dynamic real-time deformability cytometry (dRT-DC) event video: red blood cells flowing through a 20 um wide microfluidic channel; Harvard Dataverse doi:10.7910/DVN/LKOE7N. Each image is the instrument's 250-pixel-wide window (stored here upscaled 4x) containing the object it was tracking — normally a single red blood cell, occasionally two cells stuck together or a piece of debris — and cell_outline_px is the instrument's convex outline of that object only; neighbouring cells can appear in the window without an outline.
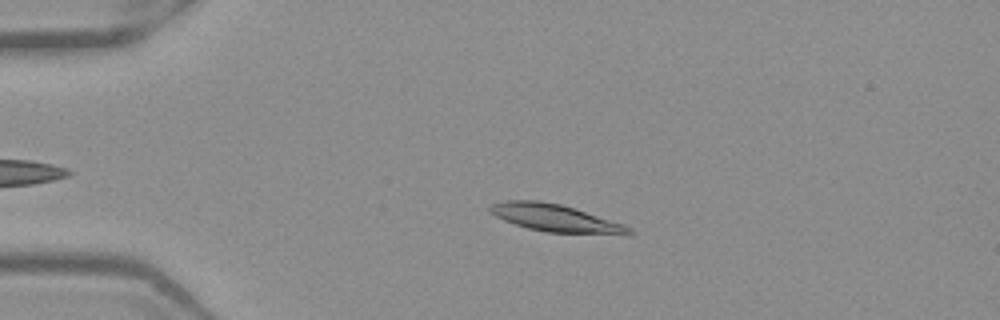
{"species": "Egyptian fruit bat (a non-hibernating species)", "species_latin": "Rousettus aegyptiacus", "temperature_condition": "warm", "stored_images_in_passage": 36, "camera_frame_rate_fps": 3000, "um_per_image_px": 0.085, "frame": {"image": 1, "passage_image": 5, "time_ms": 1.333, "image_size_px": [1000, 320], "cell_outline_px": [[636, 232], [628, 236], [548, 232], [528, 228], [504, 220], [496, 216], [488, 208], [488, 204], [508, 200], [540, 200], [560, 204], [624, 224], [632, 228]], "centroid_in_image_um": [47.3, 18.56], "position_along_channel_um": 37.7, "area_um2": 22.43}}
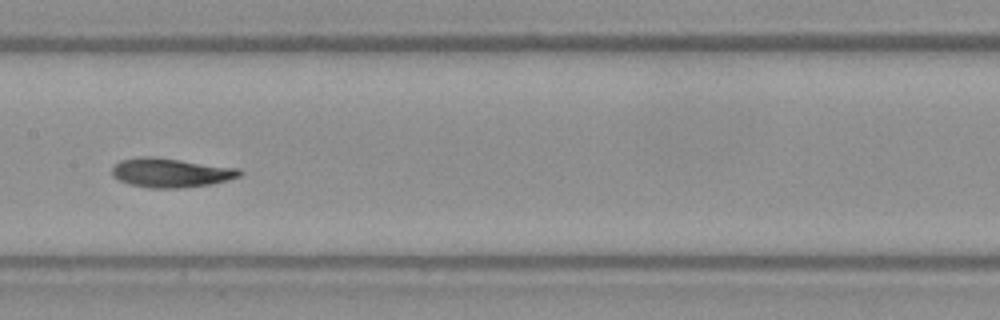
{"frame": {"image": 2, "passage_image": 20, "time_ms": 6.333, "image_size_px": [1000, 320], "cell_outline_px": [[244, 172], [240, 176], [228, 180], [212, 184], [180, 188], [148, 188], [128, 184], [112, 176], [112, 168], [120, 160], [140, 156], [156, 156], [240, 168]], "centroid_in_image_um": [14.54, 14.67], "position_along_channel_um": 192.9, "area_um2": 22.08}}
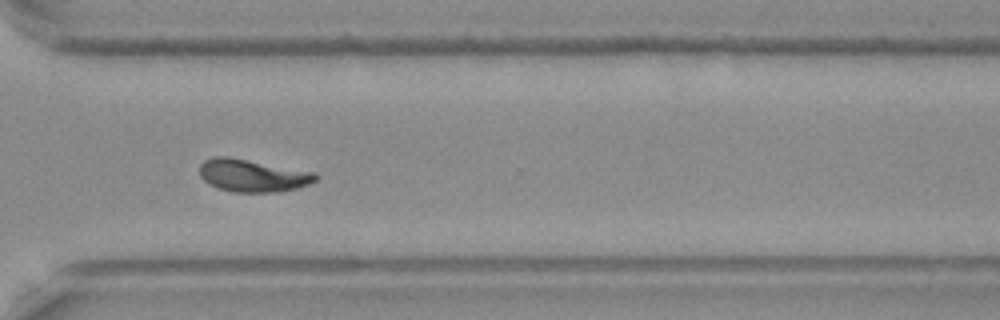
{"frame": {"image": 3, "passage_image": 32, "time_ms": 10.333, "image_size_px": [1000, 320], "cell_outline_px": [[316, 180], [308, 184], [296, 188], [276, 192], [232, 192], [208, 184], [200, 176], [200, 164], [204, 160], [212, 156], [228, 156], [316, 172]], "centroid_in_image_um": [21.44, 14.91], "position_along_channel_um": 349.2, "area_um2": 22.02}, "authors_computed_cell_mechanics": {"area_um2": 21.675, "velocity_mm_per_s": 3.9087, "shape_relaxation_time_tau1_ms": 4.7271, "shape_relaxation_time_tau2_ms": 1.7797, "deformation_change_tau1": 0.1952, "deformation_change_tau2": 0.0802}}